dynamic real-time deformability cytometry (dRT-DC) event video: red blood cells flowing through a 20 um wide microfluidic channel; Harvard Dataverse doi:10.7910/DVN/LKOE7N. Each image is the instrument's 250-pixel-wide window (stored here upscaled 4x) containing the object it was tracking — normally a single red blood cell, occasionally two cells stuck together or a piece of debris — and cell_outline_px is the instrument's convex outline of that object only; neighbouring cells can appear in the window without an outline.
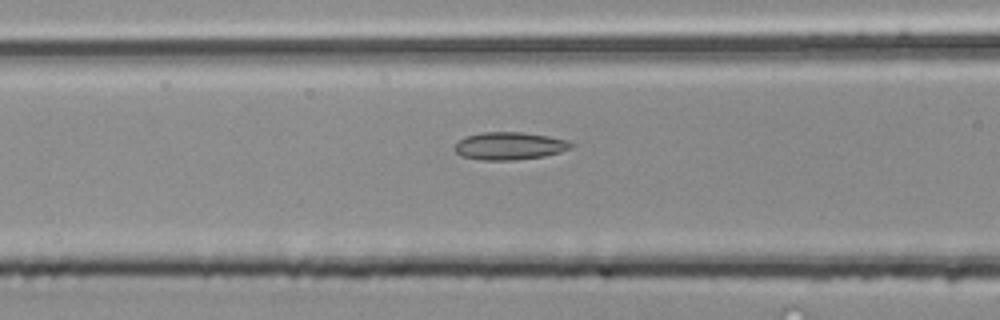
{"species": "common noctule bat (a hibernating species)", "species_latin": "Nyctalus noctula", "temperature_condition": "room temperature", "stored_images_in_passage": 24, "camera_frame_rate_fps": 3000, "um_per_image_px": 0.085, "animal": {"sex": "male", "body_mass_g": 20.4}, "frame": {"image": 1, "passage_image": 10, "time_ms": 3.0, "image_size_px": [1000, 320], "cell_outline_px": [[576, 144], [572, 148], [560, 152], [544, 156], [512, 160], [480, 160], [464, 156], [456, 152], [452, 148], [464, 136], [480, 132], [524, 132], [548, 136], [568, 140]], "centroid_in_image_um": [43.33, 12.39], "position_along_channel_um": 123.3, "area_um2": 18.9}}
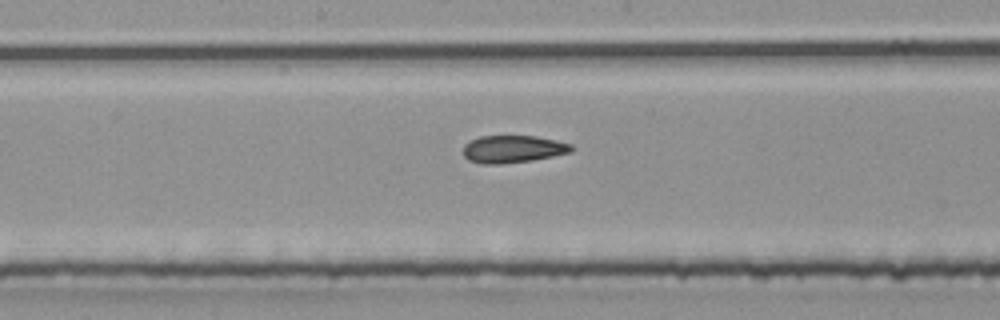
{"frame": {"image": 2, "passage_image": 16, "time_ms": 5.0, "image_size_px": [1000, 320], "cell_outline_px": [[572, 152], [532, 160], [500, 164], [480, 164], [468, 160], [464, 156], [464, 144], [480, 136], [536, 136], [556, 140], [572, 144]], "centroid_in_image_um": [43.59, 12.67], "position_along_channel_um": 204.6, "area_um2": 17.28}}
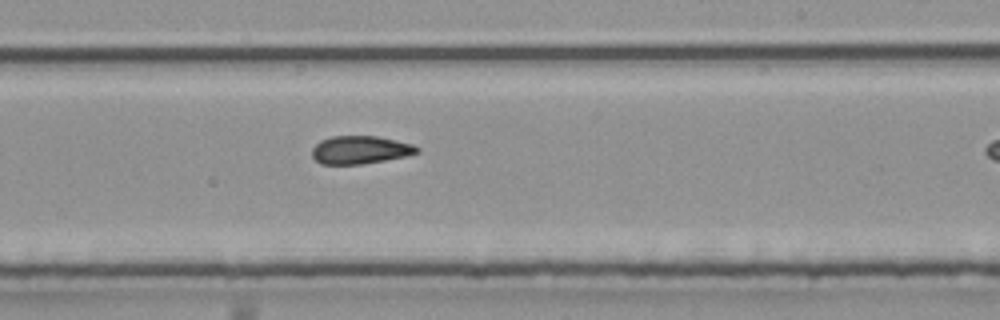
{"frame": {"image": 3, "passage_image": 20, "time_ms": 6.333, "image_size_px": [1000, 320], "cell_outline_px": [[420, 152], [404, 156], [384, 160], [360, 164], [320, 164], [312, 156], [312, 148], [320, 140], [332, 136], [376, 136], [396, 140], [412, 144], [420, 148]], "centroid_in_image_um": [30.6, 12.73], "position_along_channel_um": 258.4, "area_um2": 17.05}}